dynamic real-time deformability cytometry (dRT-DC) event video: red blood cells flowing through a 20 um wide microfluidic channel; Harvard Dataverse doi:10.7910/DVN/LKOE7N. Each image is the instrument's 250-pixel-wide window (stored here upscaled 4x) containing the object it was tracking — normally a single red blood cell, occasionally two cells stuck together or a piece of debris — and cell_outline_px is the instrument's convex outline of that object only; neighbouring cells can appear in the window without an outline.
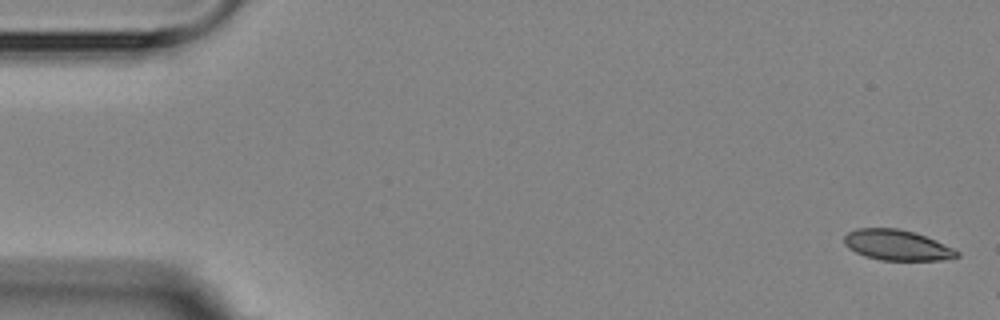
{"species": "Egyptian fruit bat (a non-hibernating species)", "species_latin": "Rousettus aegyptiacus", "temperature_condition": "room temperature", "stored_images_in_passage": 3, "camera_frame_rate_fps": 3000, "um_per_image_px": 0.085, "animal": {"sex": "female"}, "frame": {"image": 1, "passage_image": 1, "time_ms": 0.0, "image_size_px": [1000, 320], "cell_outline_px": [[960, 256], [940, 260], [880, 260], [864, 256], [848, 248], [844, 244], [844, 236], [848, 232], [856, 228], [896, 228], [912, 232], [936, 240], [956, 248], [960, 252]], "centroid_in_image_um": [76.25, 20.84], "position_along_channel_um": 8.7, "area_um2": 20.11}}